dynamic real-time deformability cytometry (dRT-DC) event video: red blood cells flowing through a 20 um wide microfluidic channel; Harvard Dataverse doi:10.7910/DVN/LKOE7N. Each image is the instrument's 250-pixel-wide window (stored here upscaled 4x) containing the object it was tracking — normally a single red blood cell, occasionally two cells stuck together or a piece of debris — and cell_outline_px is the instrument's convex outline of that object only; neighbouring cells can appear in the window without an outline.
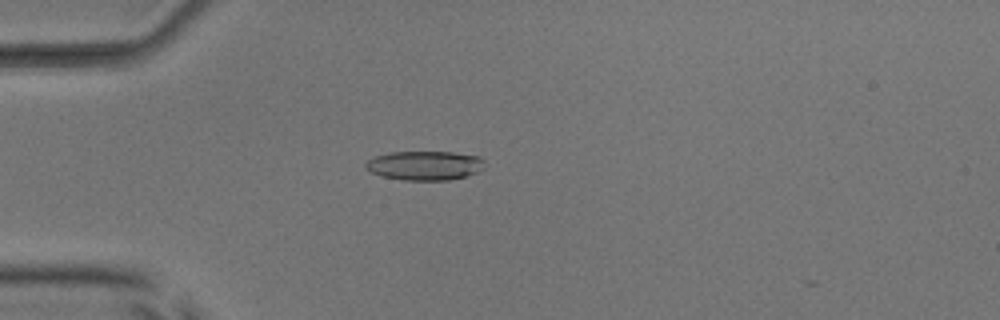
{"species": "common noctule bat (a hibernating species)", "species_latin": "Nyctalus noctula", "temperature_condition": "room temperature", "stored_images_in_passage": 51, "camera_frame_rate_fps": 3000, "um_per_image_px": 0.085, "animal": {"sex": "male", "body_mass_g": 17.9, "forearm_length_mm": 54.2}, "frame": {"image": 1, "passage_image": 14, "time_ms": 4.333, "image_size_px": [1000, 320], "cell_outline_px": [[484, 168], [468, 176], [448, 180], [404, 180], [380, 176], [364, 168], [364, 164], [368, 160], [376, 156], [388, 152], [452, 152], [480, 156], [484, 160]], "centroid_in_image_um": [36.1, 14.07], "position_along_channel_um": 48.9, "area_um2": 20.4}}
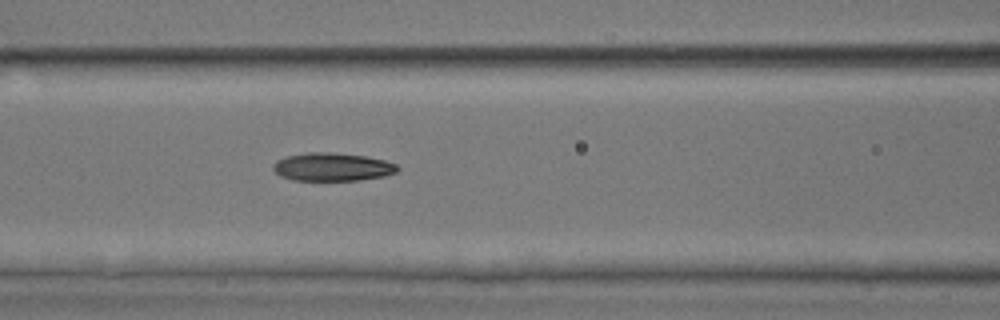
{"frame": {"image": 2, "passage_image": 22, "time_ms": 7.0, "image_size_px": [1000, 320], "cell_outline_px": [[400, 168], [396, 172], [384, 176], [360, 180], [292, 180], [280, 176], [272, 168], [272, 164], [276, 160], [288, 156], [308, 152], [332, 152], [364, 156], [384, 160], [396, 164]], "centroid_in_image_um": [28.23, 14.19], "position_along_channel_um": 138.4, "area_um2": 20.4}}
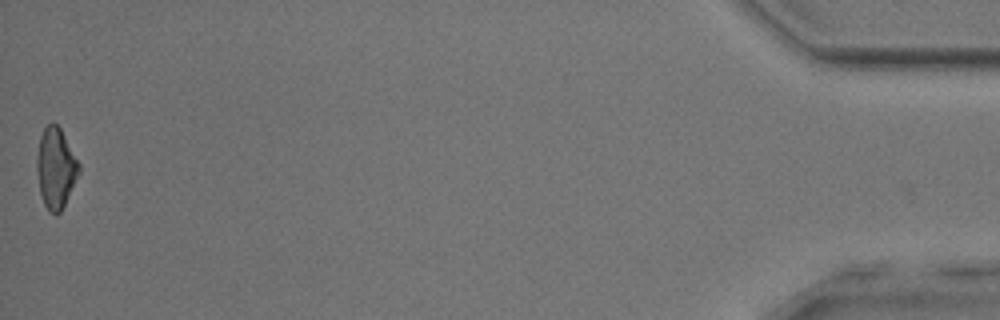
{"frame": {"image": 3, "passage_image": 51, "time_ms": 16.667, "image_size_px": [1000, 320], "cell_outline_px": [[80, 172], [60, 212], [56, 216], [48, 212], [44, 204], [40, 192], [36, 168], [36, 156], [40, 136], [44, 128], [48, 124], [56, 124], [60, 128], [80, 164]], "centroid_in_image_um": [4.72, 14.31], "position_along_channel_um": 430.5, "area_um2": 19.65}, "authors_computed_cell_mechanics": {"area_um2": 20.2878, "velocity_mm_per_s": 4.0063, "shape_relaxation_time_tau1_ms": 4.283, "shape_relaxation_time_tau2_ms": 1.8965, "deformation_change_tau1": 0.1231, "deformation_change_tau2": 0.1028}}